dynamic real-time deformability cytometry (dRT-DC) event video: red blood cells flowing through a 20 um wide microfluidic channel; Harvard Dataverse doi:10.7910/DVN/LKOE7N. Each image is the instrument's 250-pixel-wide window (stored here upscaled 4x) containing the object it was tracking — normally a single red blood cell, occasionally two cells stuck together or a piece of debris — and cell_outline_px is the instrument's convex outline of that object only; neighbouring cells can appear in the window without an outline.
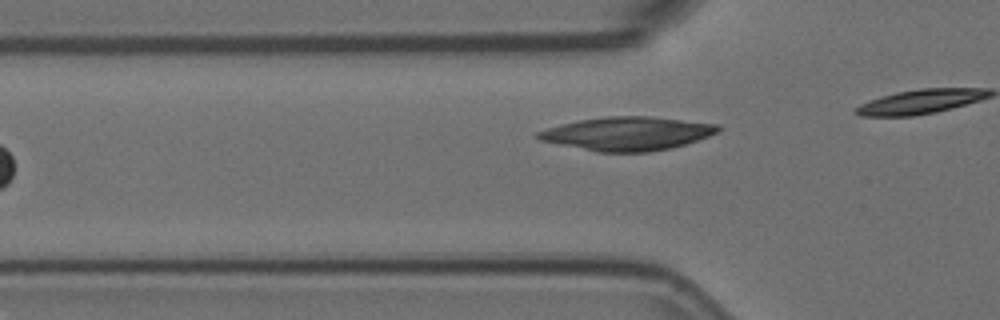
{"species": "Egyptian fruit bat (a non-hibernating species)", "species_latin": "Rousettus aegyptiacus", "temperature_condition": "room temperature", "stored_images_in_passage": 5, "camera_frame_rate_fps": 3000, "um_per_image_px": 0.085, "animal": {"sex": "female"}, "frame": {"image": 1, "passage_image": 2, "time_ms": 0.333, "image_size_px": [1000, 320], "cell_outline_px": [[720, 128], [716, 132], [708, 136], [684, 144], [668, 148], [648, 152], [596, 152], [540, 140], [536, 136], [536, 132], [560, 124], [580, 120], [608, 116], [648, 116], [716, 124]], "centroid_in_image_um": [53.27, 11.36], "position_along_channel_um": 72.5, "area_um2": 34.68}}